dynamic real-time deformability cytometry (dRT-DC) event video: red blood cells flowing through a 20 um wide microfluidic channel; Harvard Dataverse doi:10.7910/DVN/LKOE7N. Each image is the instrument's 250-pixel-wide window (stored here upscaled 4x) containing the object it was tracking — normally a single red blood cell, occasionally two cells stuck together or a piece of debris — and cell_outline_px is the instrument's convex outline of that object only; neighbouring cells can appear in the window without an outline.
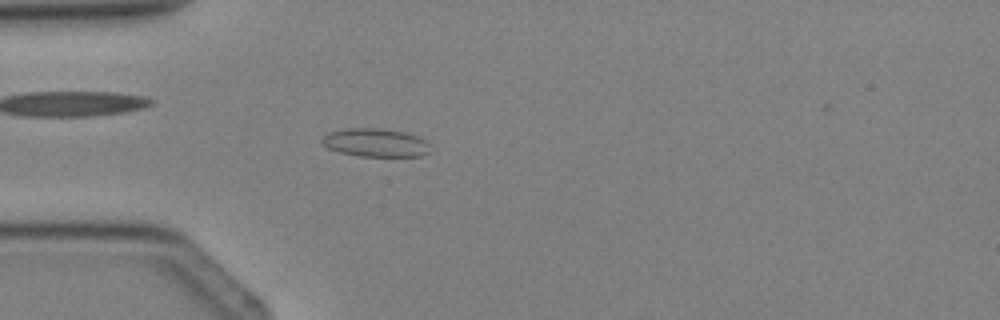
{"species": "Egyptian fruit bat (a non-hibernating species)", "species_latin": "Rousettus aegyptiacus", "temperature_condition": "cold", "stored_images_in_passage": 4, "camera_frame_rate_fps": 3000, "um_per_image_px": 0.085, "animal": {"sex": "female"}, "frame": {"image": 1, "passage_image": 4, "time_ms": 3.333, "image_size_px": [1000, 320], "cell_outline_px": [[432, 152], [420, 156], [360, 156], [340, 152], [328, 148], [320, 144], [320, 140], [328, 132], [344, 128], [380, 128], [404, 132], [420, 136], [428, 144]], "centroid_in_image_um": [31.91, 12.12], "position_along_channel_um": 53.1, "area_um2": 18.09}}